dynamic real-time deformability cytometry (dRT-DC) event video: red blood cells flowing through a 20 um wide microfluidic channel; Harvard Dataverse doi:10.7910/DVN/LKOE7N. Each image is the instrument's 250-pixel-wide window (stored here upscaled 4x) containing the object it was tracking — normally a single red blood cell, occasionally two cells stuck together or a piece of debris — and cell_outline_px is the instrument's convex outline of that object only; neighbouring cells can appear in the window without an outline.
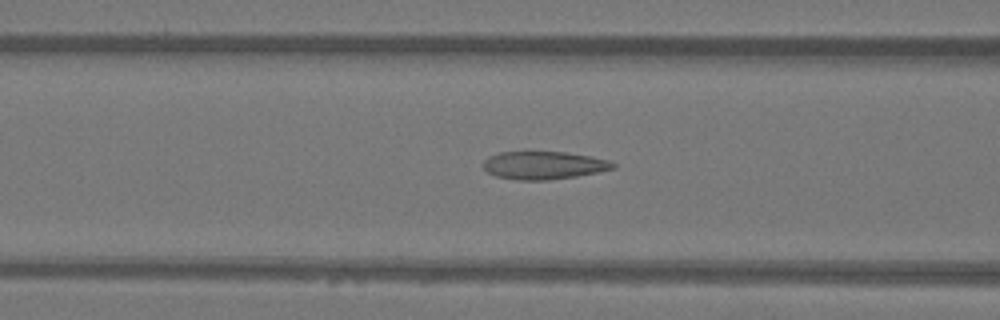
{"species": "Egyptian fruit bat (a non-hibernating species)", "species_latin": "Rousettus aegyptiacus", "temperature_condition": "warm", "stored_images_in_passage": 40, "camera_frame_rate_fps": 3000, "um_per_image_px": 0.085, "animal": {"sex": "female"}, "frame": {"image": 1, "passage_image": 20, "time_ms": 6.333, "image_size_px": [1000, 320], "cell_outline_px": [[616, 168], [576, 176], [548, 180], [520, 180], [496, 176], [488, 172], [484, 168], [484, 160], [488, 156], [500, 152], [564, 152], [592, 156], [608, 160], [616, 164]], "centroid_in_image_um": [46.23, 14.04], "position_along_channel_um": 120.4, "area_um2": 20.98}}
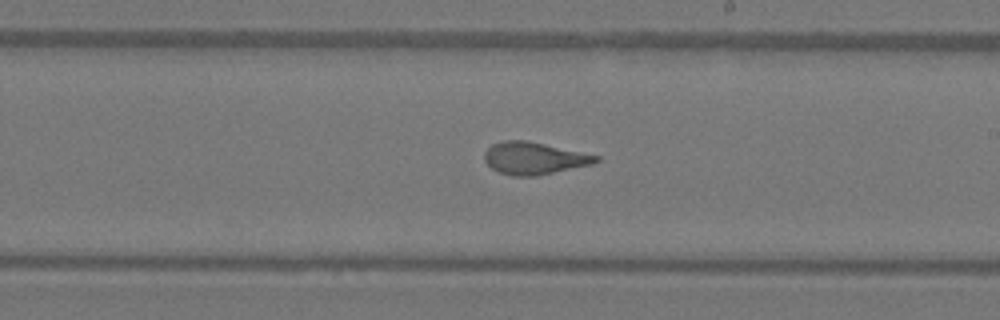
{"frame": {"image": 2, "passage_image": 29, "time_ms": 9.333, "image_size_px": [1000, 320], "cell_outline_px": [[600, 160], [592, 164], [536, 176], [512, 176], [500, 172], [492, 168], [484, 160], [484, 152], [492, 144], [504, 140], [528, 140], [600, 156]], "centroid_in_image_um": [45.39, 13.44], "position_along_channel_um": 243.6, "area_um2": 20.92}}
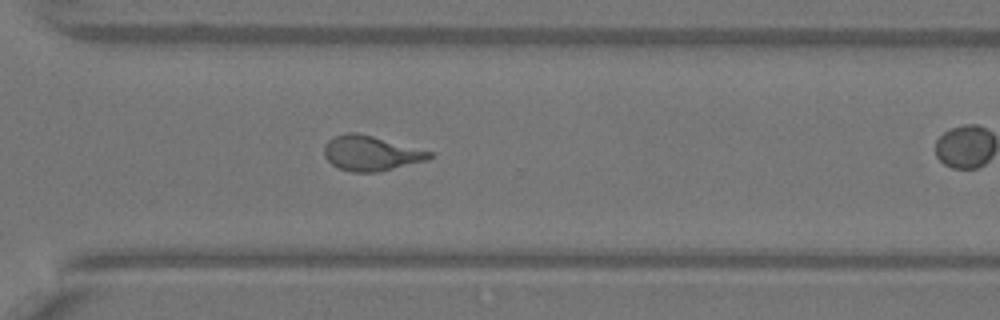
{"frame": {"image": 3, "passage_image": 36, "time_ms": 11.667, "image_size_px": [1000, 320], "cell_outline_px": [[432, 156], [424, 160], [376, 172], [352, 172], [340, 168], [332, 164], [324, 156], [324, 144], [332, 136], [344, 132], [356, 132], [372, 136], [432, 152]], "centroid_in_image_um": [31.43, 13.0], "position_along_channel_um": 339.2, "area_um2": 21.04}}